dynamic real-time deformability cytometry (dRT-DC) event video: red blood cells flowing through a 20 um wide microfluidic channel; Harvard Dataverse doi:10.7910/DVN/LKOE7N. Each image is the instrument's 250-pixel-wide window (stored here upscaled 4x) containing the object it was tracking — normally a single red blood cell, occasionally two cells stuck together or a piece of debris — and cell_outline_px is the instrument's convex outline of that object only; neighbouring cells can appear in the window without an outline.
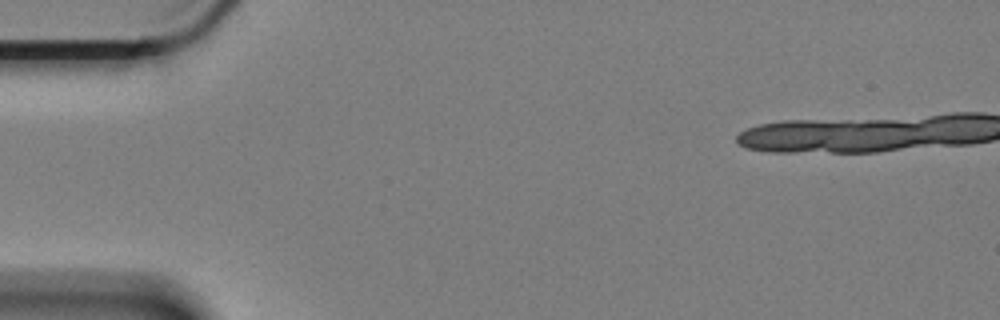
{"species": "Egyptian fruit bat (a non-hibernating species)", "species_latin": "Rousettus aegyptiacus", "temperature_condition": "cold", "stored_images_in_passage": 11, "camera_frame_rate_fps": 3000, "um_per_image_px": 0.085, "animal": {"sex": "female"}, "frame": {"image": 1, "passage_image": 4, "time_ms": 1.0, "image_size_px": [1000, 320], "cell_outline_px": [[928, 140], [884, 148], [852, 148], [860, 124], [908, 124]], "centroid_in_image_um": [75.3, 11.55], "position_along_channel_um": 9.7, "area_um2": 10.06}}